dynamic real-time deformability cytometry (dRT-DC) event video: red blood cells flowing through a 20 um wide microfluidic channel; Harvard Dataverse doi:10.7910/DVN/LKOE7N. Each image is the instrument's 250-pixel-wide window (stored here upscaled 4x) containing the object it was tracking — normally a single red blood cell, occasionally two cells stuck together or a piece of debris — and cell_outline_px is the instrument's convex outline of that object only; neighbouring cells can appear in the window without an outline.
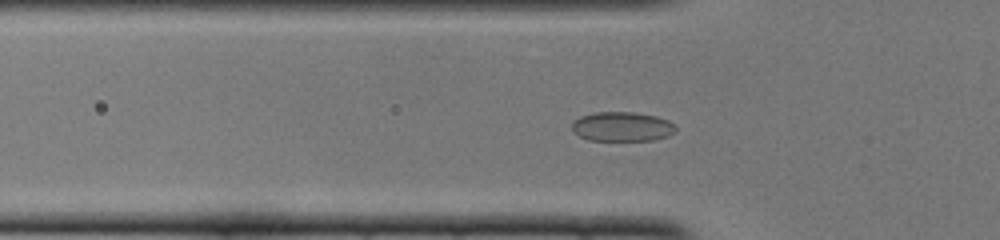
{"species": "common noctule bat (a hibernating species)", "species_latin": "Nyctalus noctula", "temperature_condition": "cold", "stored_images_in_passage": 42, "camera_frame_rate_fps": 3000, "um_per_image_px": 0.085, "animal": {"sex": "female", "body_mass_g": 22.0, "forearm_length_mm": 56.7}, "frame": {"image": 1, "passage_image": 13, "time_ms": 4.0, "image_size_px": [1000, 240], "cell_outline_px": [[676, 132], [668, 136], [652, 140], [588, 140], [580, 136], [572, 128], [572, 120], [580, 116], [596, 112], [632, 112], [656, 116], [668, 120], [676, 128]], "centroid_in_image_um": [52.87, 10.76], "position_along_channel_um": 72.9, "area_um2": 17.74}}
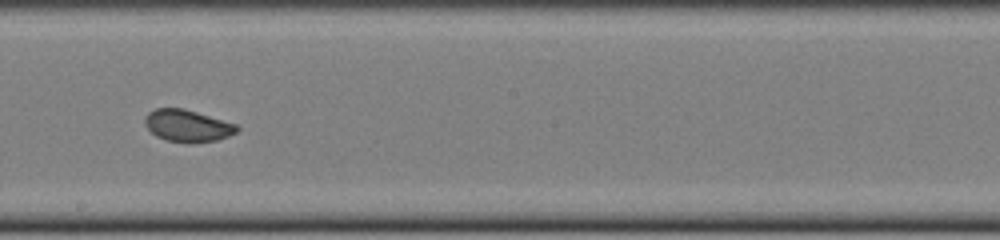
{"frame": {"image": 2, "passage_image": 25, "time_ms": 8.0, "image_size_px": [1000, 240], "cell_outline_px": [[240, 128], [236, 132], [228, 136], [216, 140], [188, 144], [168, 140], [156, 136], [144, 124], [144, 120], [148, 112], [156, 108], [184, 108], [236, 124]], "centroid_in_image_um": [15.93, 10.69], "position_along_channel_um": 232.3, "area_um2": 17.17}}
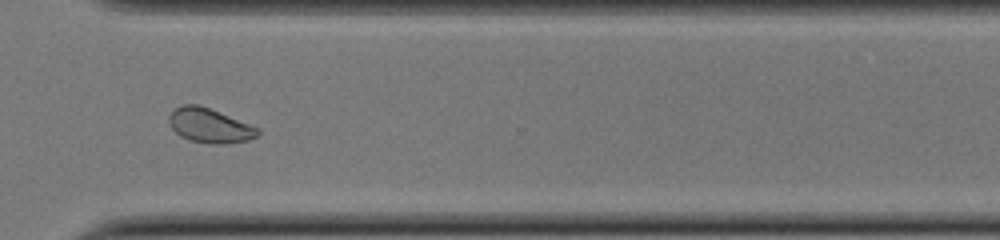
{"frame": {"image": 3, "passage_image": 34, "time_ms": 11.0, "image_size_px": [1000, 240], "cell_outline_px": [[260, 132], [256, 136], [248, 140], [224, 144], [212, 144], [192, 140], [180, 136], [172, 128], [168, 120], [168, 116], [176, 108], [184, 104], [200, 104], [260, 128]], "centroid_in_image_um": [17.83, 10.66], "position_along_channel_um": 352.8, "area_um2": 17.74}, "authors_computed_cell_mechanics": {"area_um2": 17.7446, "velocity_mm_per_s": 3.9895, "shape_relaxation_time_tau1_ms": null, "shape_relaxation_time_tau2_ms": 0.7987, "deformation_change_tau1": null, "deformation_change_tau2": 0.0396}}